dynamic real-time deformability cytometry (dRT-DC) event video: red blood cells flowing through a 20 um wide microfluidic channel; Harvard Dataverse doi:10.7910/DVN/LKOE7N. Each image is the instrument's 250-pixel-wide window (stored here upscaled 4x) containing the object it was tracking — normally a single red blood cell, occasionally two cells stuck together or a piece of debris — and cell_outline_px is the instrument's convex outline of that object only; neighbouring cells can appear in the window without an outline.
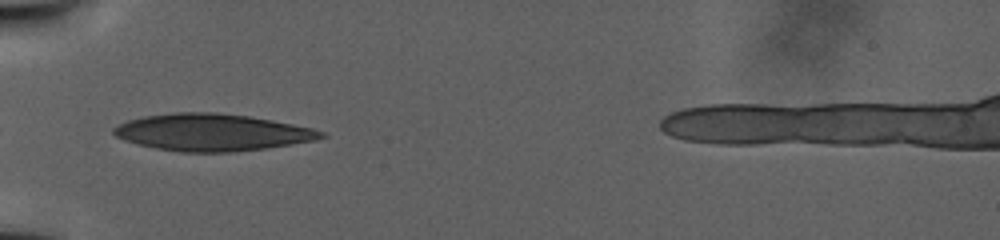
{"species": "human", "species_latin": "Homo sapiens", "temperature_condition": "warm", "stored_images_in_passage": 16, "camera_frame_rate_fps": 3000, "um_per_image_px": 0.085, "donor": {"sex": "male"}, "frame": {"image": 1, "passage_image": 1, "time_ms": 0.0, "image_size_px": [1000, 240], "cell_outline_px": [[328, 136], [316, 140], [268, 148], [232, 152], [180, 152], [156, 148], [136, 144], [124, 140], [116, 136], [112, 132], [112, 128], [128, 120], [144, 116], [172, 112], [216, 112], [248, 116], [272, 120], [312, 128], [324, 132]], "centroid_in_image_um": [18.02, 11.25], "position_along_channel_um": 67.0, "area_um2": 44.85}}
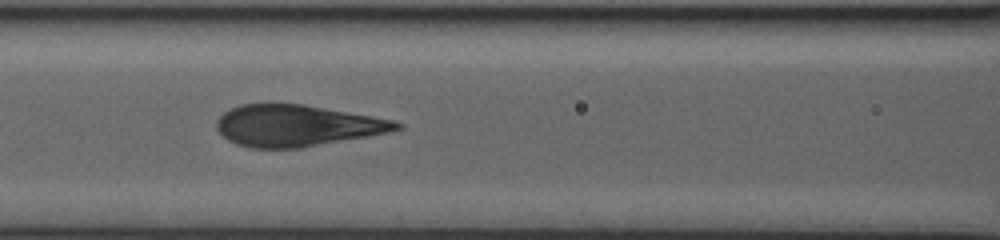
{"frame": {"image": 2, "passage_image": 6, "time_ms": 4.333, "image_size_px": [1000, 240], "cell_outline_px": [[404, 128], [388, 132], [368, 136], [300, 148], [248, 148], [236, 144], [228, 140], [216, 128], [216, 120], [228, 108], [240, 104], [304, 104], [372, 116], [392, 120], [404, 124]], "centroid_in_image_um": [25.21, 10.68], "position_along_channel_um": 141.4, "area_um2": 43.41}}
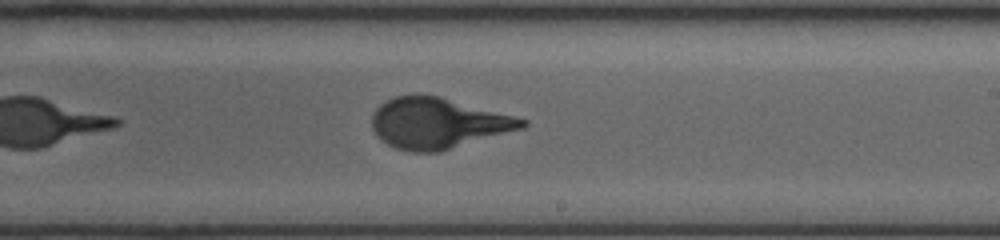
{"frame": {"image": 3, "passage_image": 12, "time_ms": 10.333, "image_size_px": [1000, 240], "cell_outline_px": [[528, 124], [524, 128], [440, 152], [412, 152], [396, 148], [380, 140], [372, 128], [372, 116], [376, 108], [380, 104], [396, 96], [416, 92], [440, 96], [516, 116], [528, 120]], "centroid_in_image_um": [37.23, 10.45], "position_along_channel_um": 251.8, "area_um2": 44.91}}